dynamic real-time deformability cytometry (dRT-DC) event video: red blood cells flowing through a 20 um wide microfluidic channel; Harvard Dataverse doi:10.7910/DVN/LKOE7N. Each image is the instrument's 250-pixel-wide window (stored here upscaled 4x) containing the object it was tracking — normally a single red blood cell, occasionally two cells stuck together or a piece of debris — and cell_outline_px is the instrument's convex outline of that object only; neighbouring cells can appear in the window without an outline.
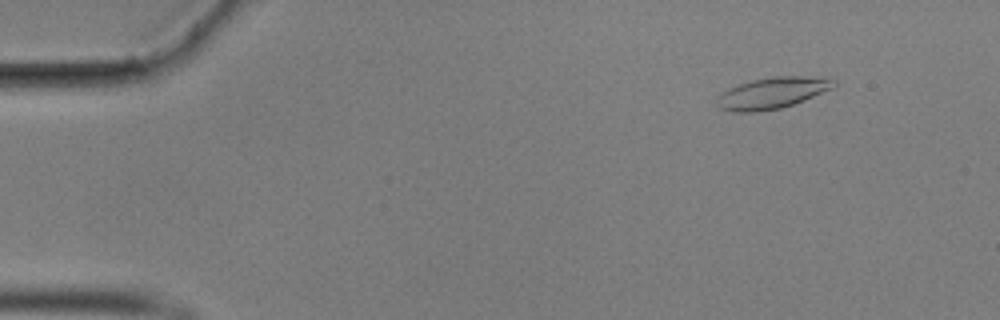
{"species": "common noctule bat (a hibernating species)", "species_latin": "Nyctalus noctula", "temperature_condition": "cold", "stored_images_in_passage": 53, "camera_frame_rate_fps": 3000, "um_per_image_px": 0.085, "animal": {"sex": "male", "body_mass_g": 17.9}, "frame": {"image": 1, "passage_image": 2, "time_ms": 0.333, "image_size_px": [1000, 320], "cell_outline_px": [[836, 84], [832, 88], [804, 100], [780, 108], [756, 112], [732, 112], [720, 108], [716, 104], [716, 100], [728, 88], [752, 80], [776, 76], [800, 76], [836, 80]], "centroid_in_image_um": [65.6, 7.91], "position_along_channel_um": 19.4, "area_um2": 20.92}}
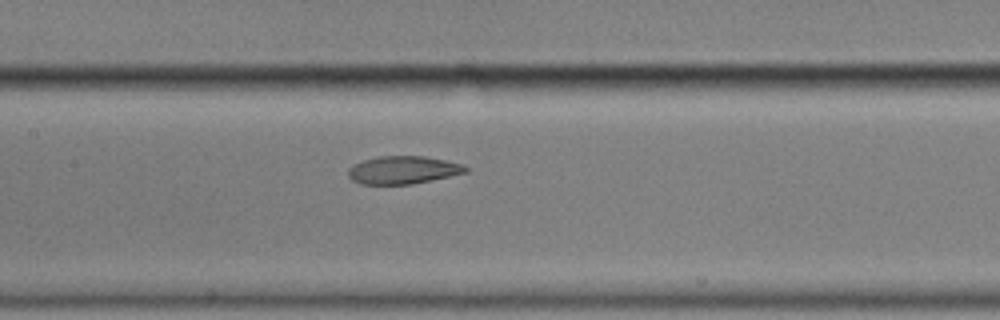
{"frame": {"image": 2, "passage_image": 23, "time_ms": 7.333, "image_size_px": [1000, 320], "cell_outline_px": [[468, 172], [412, 184], [360, 184], [352, 180], [348, 176], [348, 168], [352, 164], [364, 160], [380, 156], [424, 156], [464, 164], [468, 168]], "centroid_in_image_um": [34.24, 14.45], "position_along_channel_um": 173.2, "area_um2": 19.07}}
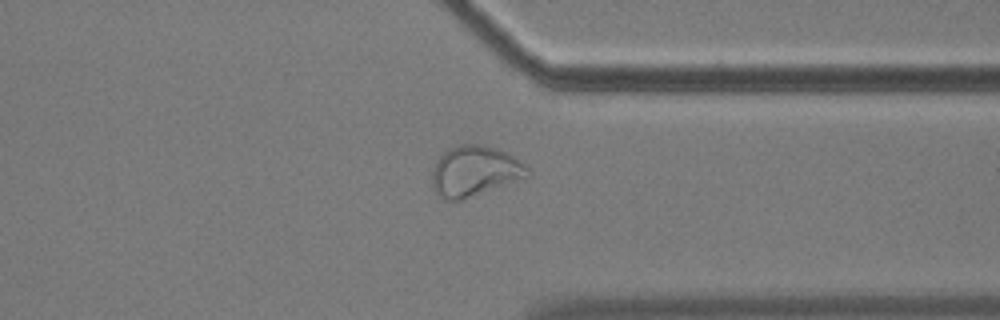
{"frame": {"image": 3, "passage_image": 40, "time_ms": 13.0, "image_size_px": [1000, 320], "cell_outline_px": [[532, 176], [460, 200], [448, 200], [440, 196], [432, 188], [432, 172], [436, 160], [448, 148], [460, 144], [484, 144], [496, 148], [520, 160], [532, 172]], "centroid_in_image_um": [40.36, 14.53], "position_along_channel_um": 371.0, "area_um2": 28.15}, "authors_computed_cell_mechanics": {"area_um2": 20.7502, "velocity_mm_per_s": 3.5132, "shape_relaxation_time_tau1_ms": null, "shape_relaxation_time_tau2_ms": 2.4299, "deformation_change_tau1": null, "deformation_change_tau2": 0.0823}}